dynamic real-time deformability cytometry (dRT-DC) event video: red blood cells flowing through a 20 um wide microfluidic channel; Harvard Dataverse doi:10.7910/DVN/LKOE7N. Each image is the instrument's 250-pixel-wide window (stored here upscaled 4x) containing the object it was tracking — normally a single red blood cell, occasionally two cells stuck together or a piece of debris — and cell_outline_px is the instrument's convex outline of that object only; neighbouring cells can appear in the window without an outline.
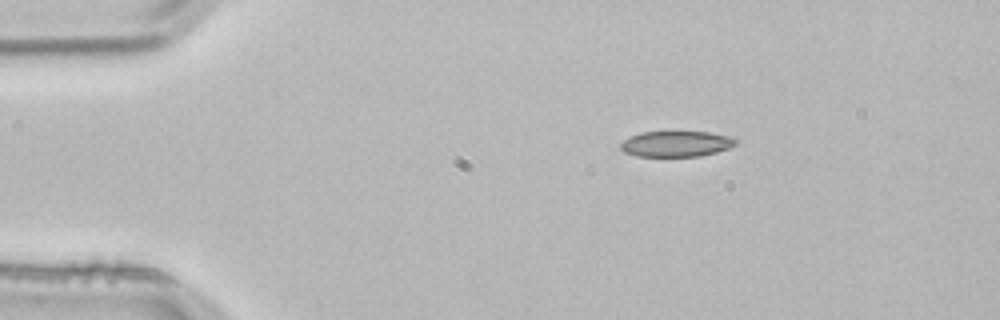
{"species": "common noctule bat (a hibernating species)", "species_latin": "Nyctalus noctula", "temperature_condition": "room temperature", "stored_images_in_passage": 2, "camera_frame_rate_fps": 3000, "um_per_image_px": 0.085, "animal": {"sex": "male", "body_mass_g": 21.5, "forearm_length_mm": 52.0}, "frame": {"image": 1, "passage_image": 1, "time_ms": 0.0, "image_size_px": [1000, 320], "cell_outline_px": [[740, 140], [736, 144], [728, 148], [716, 152], [700, 156], [636, 156], [624, 152], [620, 148], [620, 144], [624, 140], [640, 132], [708, 132], [728, 136]], "centroid_in_image_um": [57.48, 12.23], "position_along_channel_um": 27.5, "area_um2": 17.17}}